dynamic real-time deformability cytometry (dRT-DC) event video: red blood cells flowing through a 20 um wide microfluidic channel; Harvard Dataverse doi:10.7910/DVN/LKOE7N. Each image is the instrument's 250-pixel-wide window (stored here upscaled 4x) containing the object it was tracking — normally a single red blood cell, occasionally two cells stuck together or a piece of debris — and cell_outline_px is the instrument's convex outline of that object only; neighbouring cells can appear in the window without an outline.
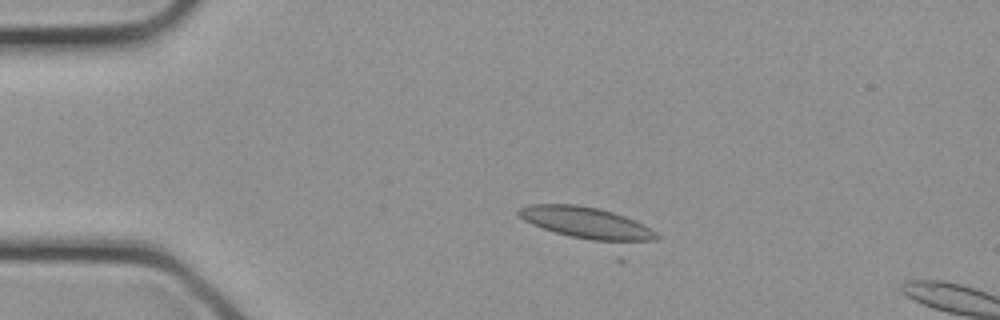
{"species": "common noctule bat (a hibernating species)", "species_latin": "Nyctalus noctula", "temperature_condition": "cold", "stored_images_in_passage": 3, "camera_frame_rate_fps": 3000, "um_per_image_px": 0.085, "animal": {"sex": "female", "body_mass_g": 21.9}, "frame": {"image": 1, "passage_image": 1, "time_ms": 0.0, "image_size_px": [1000, 320], "cell_outline_px": [[660, 236], [656, 240], [620, 264], [532, 224], [524, 220], [516, 212], [516, 208], [528, 204], [576, 204], [596, 208], [612, 212], [636, 220], [656, 232]], "centroid_in_image_um": [50.29, 19.44], "position_along_channel_um": 34.7, "area_um2": 33.35}}